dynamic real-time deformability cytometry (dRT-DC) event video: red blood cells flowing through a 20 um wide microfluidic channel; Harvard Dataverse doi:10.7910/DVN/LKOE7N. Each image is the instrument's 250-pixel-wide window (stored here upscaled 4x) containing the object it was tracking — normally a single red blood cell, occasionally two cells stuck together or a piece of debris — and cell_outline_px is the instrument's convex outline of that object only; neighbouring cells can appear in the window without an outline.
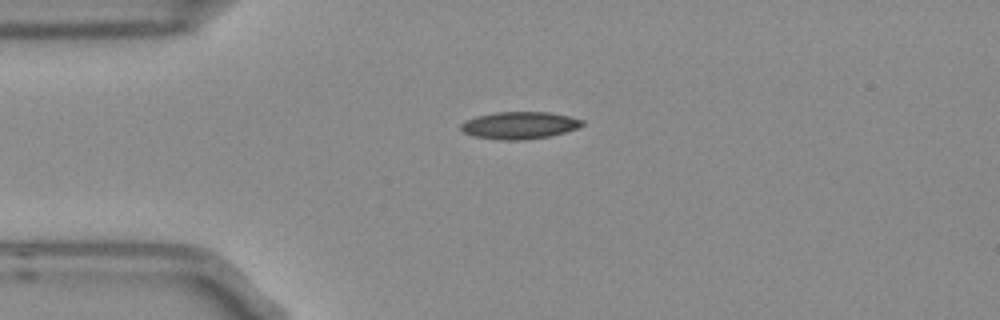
{"species": "Egyptian fruit bat (a non-hibernating species)", "species_latin": "Rousettus aegyptiacus", "temperature_condition": "room temperature", "stored_images_in_passage": 5, "camera_frame_rate_fps": 3000, "um_per_image_px": 0.085, "frame": {"image": 1, "passage_image": 1, "time_ms": 0.0, "image_size_px": [1000, 320], "cell_outline_px": [[584, 124], [576, 128], [564, 132], [548, 136], [524, 140], [500, 140], [472, 136], [464, 132], [460, 128], [460, 124], [464, 120], [476, 116], [496, 112], [548, 112], [568, 116], [584, 120]], "centroid_in_image_um": [44.1, 10.65], "position_along_channel_um": 40.9, "area_um2": 19.25}}
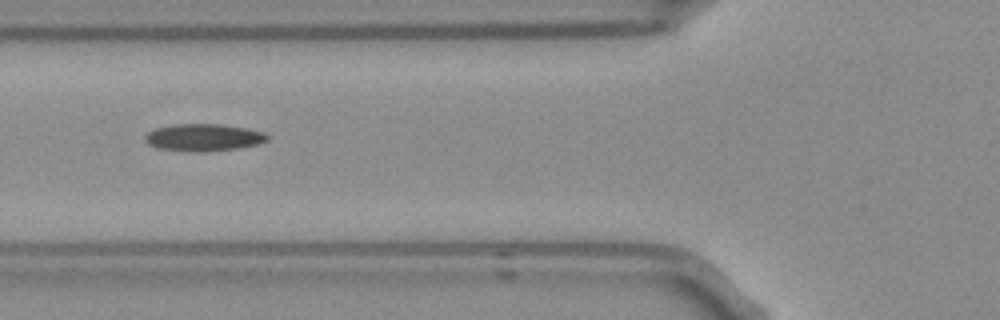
{"frame": {"image": 2, "passage_image": 3, "time_ms": 0.667, "image_size_px": [1000, 320], "cell_outline_px": [[268, 140], [256, 144], [236, 148], [204, 152], [192, 152], [156, 148], [148, 144], [144, 140], [144, 136], [148, 132], [156, 128], [172, 124], [220, 124], [248, 128], [264, 132], [268, 136]], "centroid_in_image_um": [17.26, 11.68], "position_along_channel_um": 108.5, "area_um2": 19.48}}